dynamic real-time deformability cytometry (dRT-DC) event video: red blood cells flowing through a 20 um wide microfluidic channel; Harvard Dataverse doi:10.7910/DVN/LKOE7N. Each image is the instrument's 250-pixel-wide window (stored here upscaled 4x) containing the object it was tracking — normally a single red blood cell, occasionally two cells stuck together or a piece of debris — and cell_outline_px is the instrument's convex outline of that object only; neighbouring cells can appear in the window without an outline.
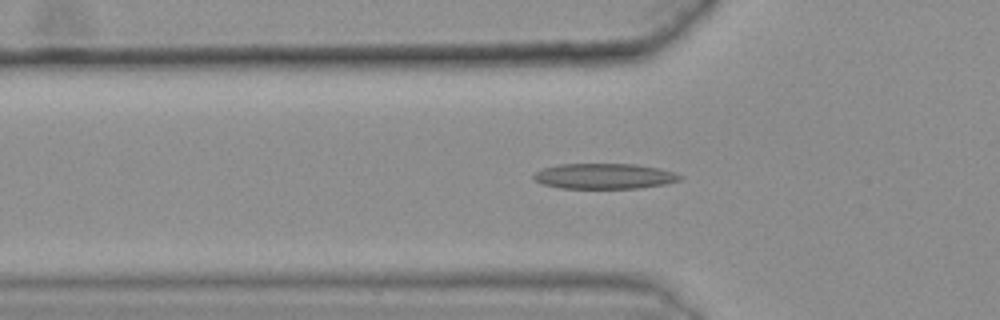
{"species": "common noctule bat (a hibernating species)", "species_latin": "Nyctalus noctula", "temperature_condition": "warm", "stored_images_in_passage": 48, "camera_frame_rate_fps": 3000, "um_per_image_px": 0.085, "animal": {"sex": "female", "body_mass_g": 25.1}, "frame": {"image": 1, "passage_image": 19, "time_ms": 6.0, "image_size_px": [1000, 320], "cell_outline_px": [[684, 176], [680, 180], [664, 184], [640, 188], [560, 188], [544, 184], [536, 180], [532, 176], [540, 168], [560, 164], [636, 164], [660, 168]], "centroid_in_image_um": [51.37, 14.97], "position_along_channel_um": 74.4, "area_um2": 21.68}}
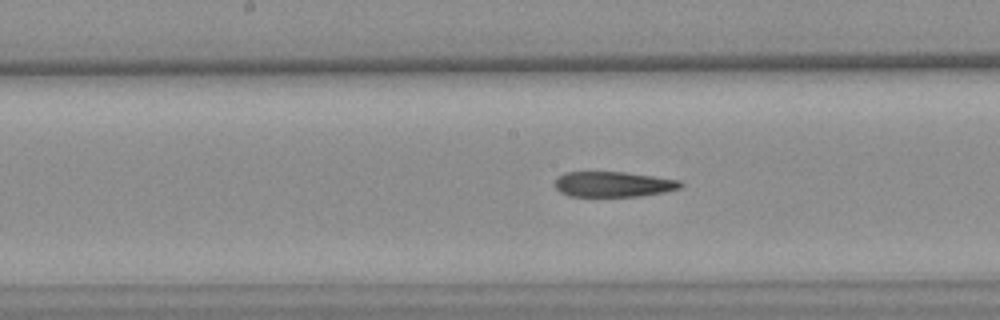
{"frame": {"image": 2, "passage_image": 29, "time_ms": 9.333, "image_size_px": [1000, 320], "cell_outline_px": [[684, 184], [680, 188], [664, 192], [640, 196], [568, 196], [560, 192], [552, 184], [556, 176], [564, 172], [624, 172], [680, 180]], "centroid_in_image_um": [52.07, 15.66], "position_along_channel_um": 196.1, "area_um2": 18.73}}
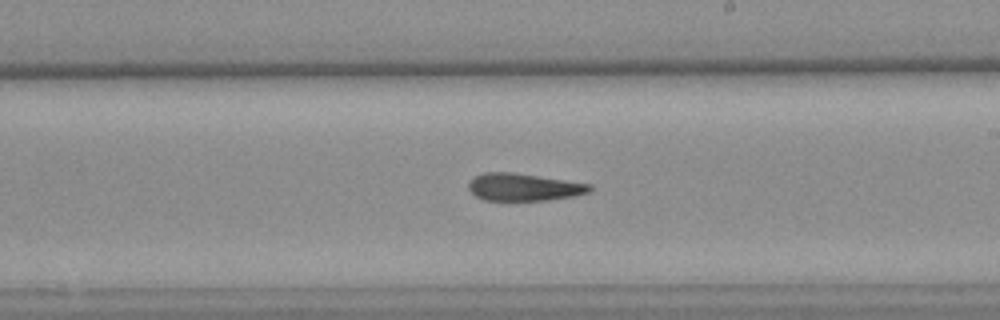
{"frame": {"image": 3, "passage_image": 33, "time_ms": 10.667, "image_size_px": [1000, 320], "cell_outline_px": [[592, 188], [588, 192], [572, 196], [548, 200], [484, 200], [476, 196], [468, 188], [468, 184], [476, 176], [484, 172], [508, 172], [592, 184]], "centroid_in_image_um": [44.5, 15.91], "position_along_channel_um": 244.5, "area_um2": 18.96}, "authors_computed_cell_mechanics": {"area_um2": 20.6924, "velocity_mm_per_s": 3.6392, "shape_relaxation_time_tau1_ms": null, "shape_relaxation_time_tau2_ms": 6.0944, "deformation_change_tau1": null, "deformation_change_tau2": 0.1719}}